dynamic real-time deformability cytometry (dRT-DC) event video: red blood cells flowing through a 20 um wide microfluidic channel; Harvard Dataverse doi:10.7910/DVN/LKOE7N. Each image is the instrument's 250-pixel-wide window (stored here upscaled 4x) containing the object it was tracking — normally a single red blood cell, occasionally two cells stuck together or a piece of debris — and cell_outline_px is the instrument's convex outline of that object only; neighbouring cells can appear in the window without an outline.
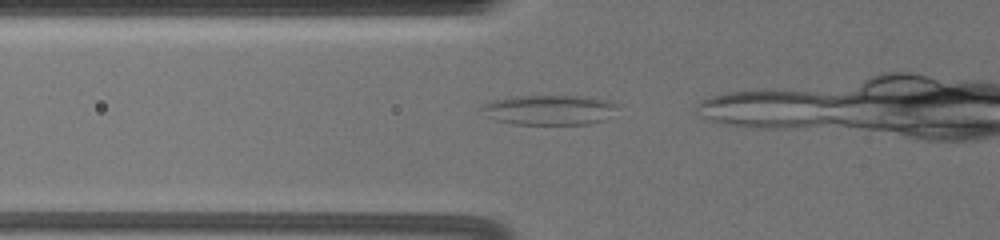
{"species": "common noctule bat (a hibernating species)", "species_latin": "Nyctalus noctula", "temperature_condition": "warm", "stored_images_in_passage": 7, "camera_frame_rate_fps": 3000, "um_per_image_px": 0.085, "animal": {"sex": "female", "body_mass_g": 19.5, "forearm_length_mm": 54.1}, "frame": {"image": 1, "passage_image": 2, "time_ms": 0.333, "image_size_px": [1000, 240], "cell_outline_px": [[612, 104], [604, 120], [588, 124], [512, 124], [496, 120], [488, 116], [480, 108], [484, 104], [496, 100], [516, 96], [588, 96], [604, 100]], "centroid_in_image_um": [46.57, 9.34], "position_along_channel_um": 79.2, "area_um2": 22.83}}